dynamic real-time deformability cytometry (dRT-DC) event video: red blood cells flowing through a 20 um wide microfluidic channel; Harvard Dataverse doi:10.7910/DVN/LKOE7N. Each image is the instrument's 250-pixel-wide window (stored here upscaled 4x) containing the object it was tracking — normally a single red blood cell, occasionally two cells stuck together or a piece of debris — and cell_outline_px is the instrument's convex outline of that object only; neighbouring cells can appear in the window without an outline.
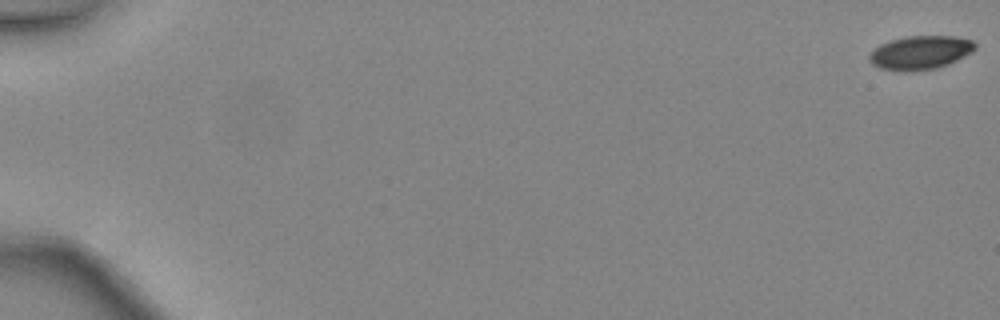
{"species": "common noctule bat (a hibernating species)", "species_latin": "Nyctalus noctula", "temperature_condition": "warm", "stored_images_in_passage": 48, "camera_frame_rate_fps": 3000, "um_per_image_px": 0.085, "animal": {"sex": "female", "body_mass_g": 24.6, "forearm_length_mm": 56.2}, "frame": {"image": 1, "passage_image": 1, "time_ms": 0.0, "image_size_px": [1000, 320], "cell_outline_px": [[976, 48], [972, 52], [948, 64], [936, 68], [880, 68], [872, 64], [868, 60], [868, 56], [880, 44], [904, 36], [956, 36], [972, 40], [976, 44]], "centroid_in_image_um": [78.27, 4.41], "position_along_channel_um": 6.7, "area_um2": 19.94}}
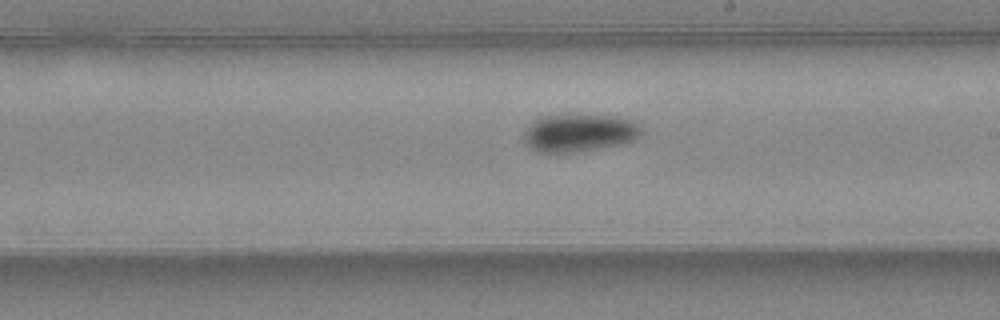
{"frame": {"image": 2, "passage_image": 30, "time_ms": 9.667, "image_size_px": [1000, 320], "cell_outline_px": [[644, 132], [636, 140], [624, 144], [576, 152], [540, 152], [524, 144], [524, 132], [532, 120], [544, 116], [616, 116], [636, 120], [640, 124]], "centroid_in_image_um": [49.31, 11.3], "position_along_channel_um": 239.7, "area_um2": 26.01}}
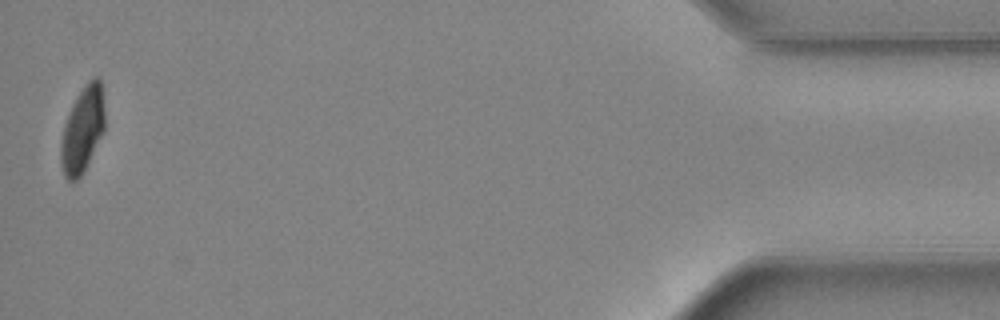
{"frame": {"image": 3, "passage_image": 48, "time_ms": 15.667, "image_size_px": [1000, 320], "cell_outline_px": [[104, 132], [84, 172], [76, 180], [68, 180], [64, 176], [60, 164], [60, 144], [64, 124], [72, 104], [88, 80], [92, 76], [96, 76], [100, 80], [104, 108]], "centroid_in_image_um": [7.01, 11.05], "position_along_channel_um": 428.2, "area_um2": 22.08}, "authors_computed_cell_mechanics": {"area_um2": 23.6402, "velocity_mm_per_s": 4.4808, "shape_relaxation_time_tau1_ms": 3.3449, "shape_relaxation_time_tau2_ms": 5.4598, "deformation_change_tau1": 0.1173, "deformation_change_tau2": 0.0837}}